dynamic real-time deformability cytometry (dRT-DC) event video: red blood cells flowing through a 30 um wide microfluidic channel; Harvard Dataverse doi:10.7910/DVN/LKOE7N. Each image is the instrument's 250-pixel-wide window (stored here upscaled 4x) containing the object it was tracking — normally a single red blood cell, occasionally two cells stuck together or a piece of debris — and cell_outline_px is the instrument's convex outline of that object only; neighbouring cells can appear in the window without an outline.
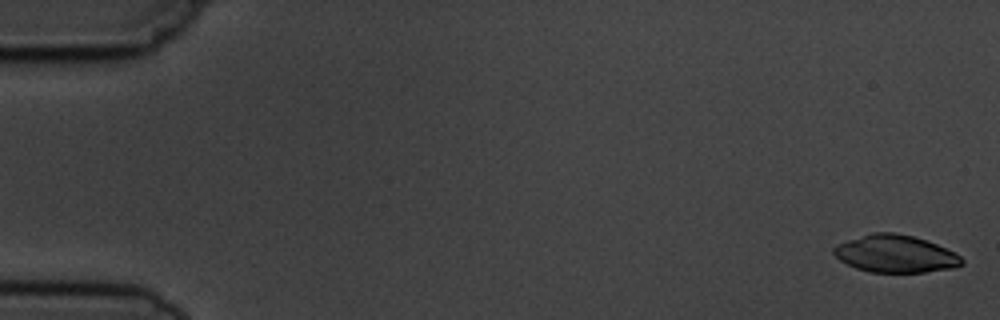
{"species": "common noctule bat (a hibernating species)", "species_latin": "Nyctalus noctula", "temperature_condition": "cold", "stored_images_in_passage": 5, "camera_frame_rate_fps": 3000, "um_per_image_px": 0.085, "animal": {"sex": "male", "body_mass_g": 19.5, "forearm_length_mm": 54.6}, "frame": {"image": 1, "passage_image": 1, "time_ms": 0.0, "image_size_px": [1000, 320], "cell_outline_px": [[964, 264], [952, 268], [924, 272], [872, 272], [856, 268], [840, 260], [832, 252], [832, 248], [836, 244], [872, 232], [896, 232], [912, 236], [936, 244], [960, 256], [964, 260]], "centroid_in_image_um": [76.08, 21.57], "position_along_channel_um": 8.9, "area_um2": 27.69}}